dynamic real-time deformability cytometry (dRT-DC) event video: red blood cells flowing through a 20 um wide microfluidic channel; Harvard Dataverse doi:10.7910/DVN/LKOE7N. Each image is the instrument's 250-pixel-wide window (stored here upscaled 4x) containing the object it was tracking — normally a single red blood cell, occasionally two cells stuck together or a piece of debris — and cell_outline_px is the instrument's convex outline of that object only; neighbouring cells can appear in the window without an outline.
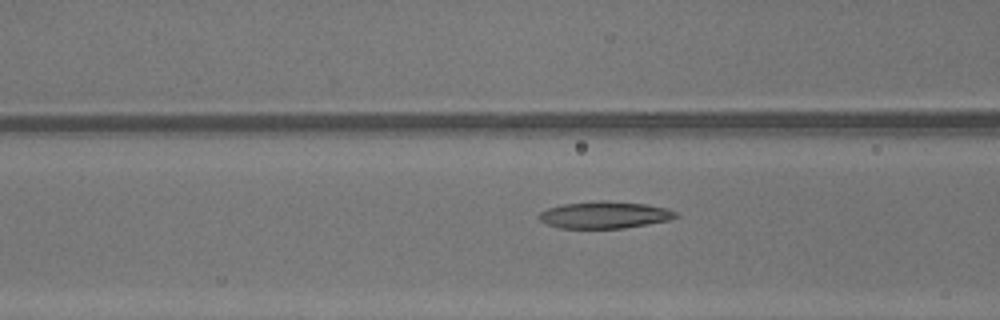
{"species": "common noctule bat (a hibernating species)", "species_latin": "Nyctalus noctula", "temperature_condition": "warm", "stored_images_in_passage": 37, "camera_frame_rate_fps": 3000, "um_per_image_px": 0.085, "animal": {"sex": "male", "body_mass_g": 13.3}, "frame": {"image": 1, "passage_image": 13, "time_ms": 4.0, "image_size_px": [1000, 320], "cell_outline_px": [[680, 216], [668, 220], [648, 224], [624, 228], [560, 228], [548, 224], [540, 220], [536, 216], [540, 212], [548, 208], [564, 204], [600, 200], [608, 200], [648, 204], [668, 208], [676, 212]], "centroid_in_image_um": [51.42, 18.26], "position_along_channel_um": 115.2, "area_um2": 21.62}}
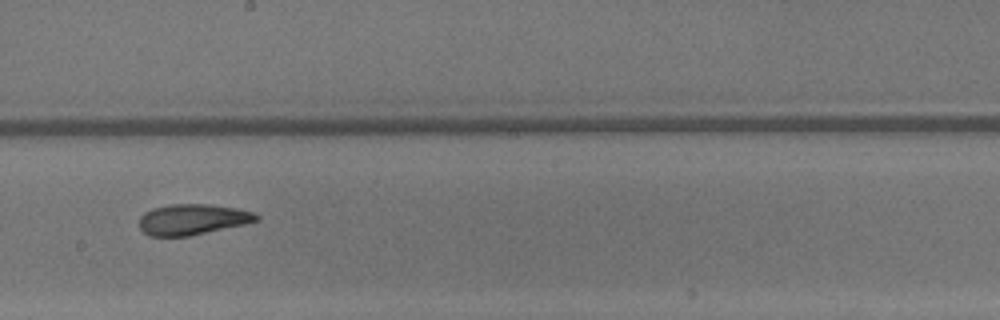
{"frame": {"image": 2, "passage_image": 21, "time_ms": 6.667, "image_size_px": [1000, 320], "cell_outline_px": [[260, 220], [244, 224], [188, 236], [148, 236], [140, 228], [140, 216], [144, 212], [152, 208], [168, 204], [208, 204], [236, 208], [252, 212], [260, 216]], "centroid_in_image_um": [16.34, 18.64], "position_along_channel_um": 231.9, "area_um2": 20.92}}
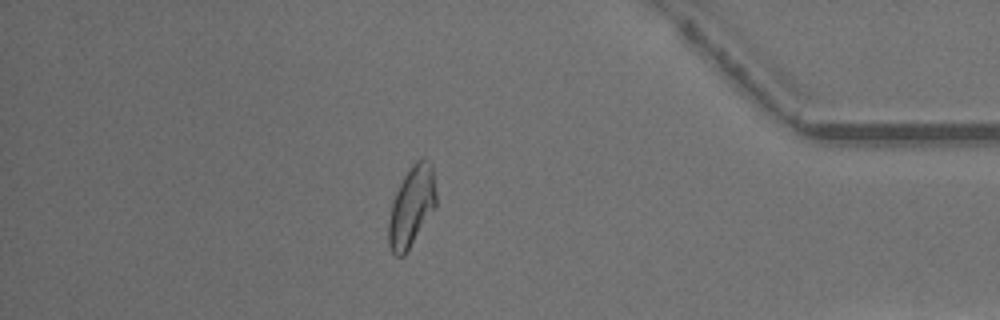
{"frame": {"image": 3, "passage_image": 35, "time_ms": 11.333, "image_size_px": [1000, 320], "cell_outline_px": [[436, 208], [404, 256], [396, 256], [392, 252], [388, 244], [388, 220], [392, 200], [404, 176], [412, 164], [420, 156], [424, 156], [432, 164], [436, 192]], "centroid_in_image_um": [34.99, 17.53], "position_along_channel_um": 400.2, "area_um2": 22.6}, "authors_computed_cell_mechanics": {"area_um2": 21.6172, "velocity_mm_per_s": 4.3649, "shape_relaxation_time_tau1_ms": 5.9267, "shape_relaxation_time_tau2_ms": 2.4638, "deformation_change_tau1": 0.1867, "deformation_change_tau2": 0.1124}}